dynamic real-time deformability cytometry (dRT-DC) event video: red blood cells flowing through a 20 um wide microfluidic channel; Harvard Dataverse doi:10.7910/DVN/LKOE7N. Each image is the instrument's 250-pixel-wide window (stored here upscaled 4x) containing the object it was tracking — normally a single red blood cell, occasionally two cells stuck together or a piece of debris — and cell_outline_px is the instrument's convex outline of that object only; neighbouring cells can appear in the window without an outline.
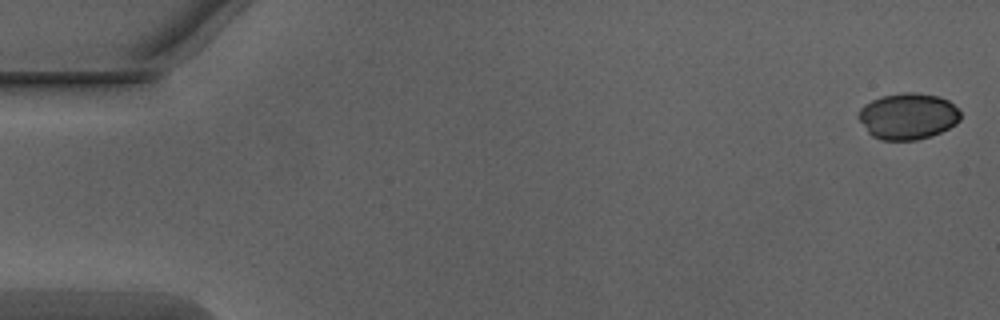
{"species": "Egyptian fruit bat (a non-hibernating species)", "species_latin": "Rousettus aegyptiacus", "temperature_condition": "warm", "stored_images_in_passage": 51, "camera_frame_rate_fps": 3000, "um_per_image_px": 0.085, "animal": {"sex": "male"}, "frame": {"image": 1, "passage_image": 1, "time_ms": 0.0, "image_size_px": [1000, 320], "cell_outline_px": [[960, 120], [956, 124], [940, 132], [916, 140], [880, 140], [872, 136], [868, 132], [856, 116], [860, 108], [864, 104], [880, 96], [904, 92], [912, 92], [940, 96], [948, 100], [960, 112]], "centroid_in_image_um": [77.14, 9.87], "position_along_channel_um": 7.9, "area_um2": 27.57}}
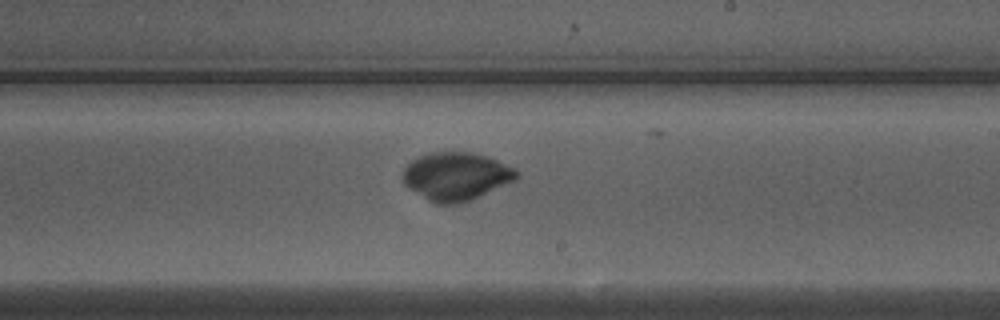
{"frame": {"image": 2, "passage_image": 30, "time_ms": 9.667, "image_size_px": [1000, 320], "cell_outline_px": [[520, 176], [516, 180], [472, 200], [460, 204], [436, 204], [428, 200], [408, 188], [404, 184], [400, 176], [404, 168], [416, 156], [432, 152], [468, 152], [484, 156], [496, 160], [516, 168], [520, 172]], "centroid_in_image_um": [38.76, 15.0], "position_along_channel_um": 250.2, "area_um2": 32.25}}
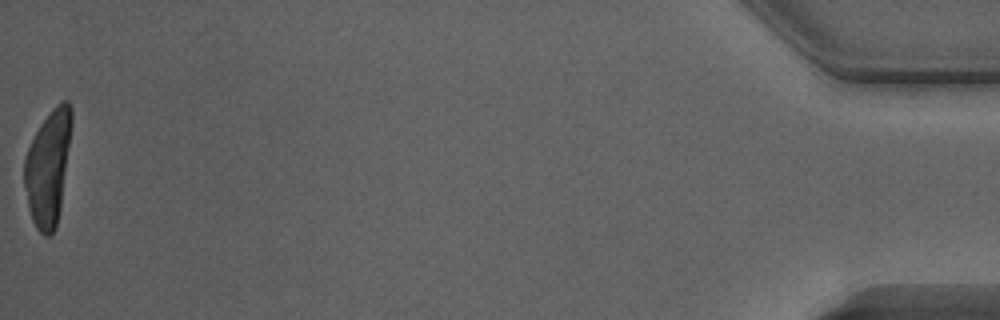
{"frame": {"image": 3, "passage_image": 51, "time_ms": 16.667, "image_size_px": [1000, 320], "cell_outline_px": [[72, 124], [60, 208], [56, 228], [48, 236], [44, 236], [36, 228], [32, 220], [28, 208], [24, 184], [24, 160], [28, 148], [36, 132], [44, 120], [56, 104], [60, 100], [68, 100], [72, 108]], "centroid_in_image_um": [4.09, 14.24], "position_along_channel_um": 431.1, "area_um2": 31.39}}